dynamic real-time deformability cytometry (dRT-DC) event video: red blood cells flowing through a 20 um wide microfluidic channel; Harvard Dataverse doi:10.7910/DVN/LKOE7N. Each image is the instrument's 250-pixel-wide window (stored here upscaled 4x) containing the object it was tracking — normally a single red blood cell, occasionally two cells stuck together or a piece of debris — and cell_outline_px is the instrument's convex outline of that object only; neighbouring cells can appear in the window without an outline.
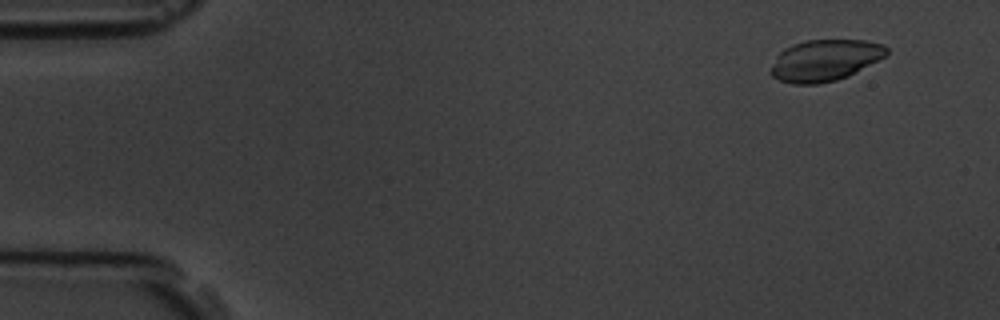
{"species": "common noctule bat (a hibernating species)", "species_latin": "Nyctalus noctula", "temperature_condition": "room temperature", "stored_images_in_passage": 8, "camera_frame_rate_fps": 3000, "um_per_image_px": 0.085, "animal": {"sex": "male", "body_mass_g": 19.5, "forearm_length_mm": 54.6}, "frame": {"image": 1, "passage_image": 2, "time_ms": 1.0, "image_size_px": [1000, 320], "cell_outline_px": [[888, 52], [884, 56], [848, 76], [836, 80], [816, 84], [792, 84], [780, 80], [772, 76], [772, 64], [776, 56], [784, 48], [792, 44], [804, 40], [864, 40], [884, 44], [888, 48]], "centroid_in_image_um": [70.1, 5.11], "position_along_channel_um": 14.9, "area_um2": 27.74}}
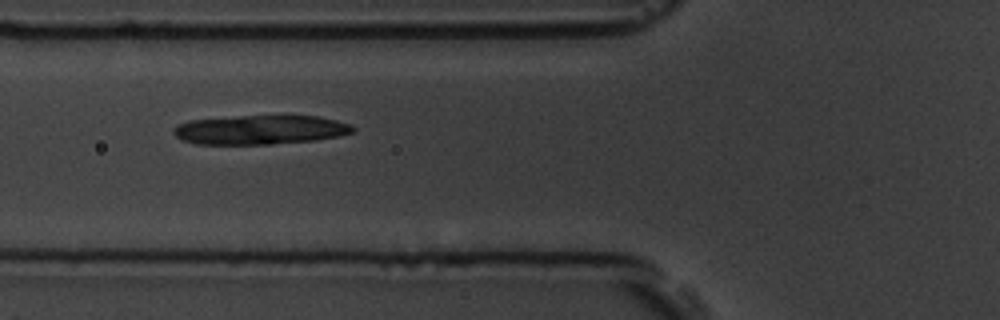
{"frame": {"image": 2, "passage_image": 6, "time_ms": 6.333, "image_size_px": [1000, 320], "cell_outline_px": [[356, 128], [352, 132], [340, 136], [316, 140], [272, 144], [196, 144], [184, 140], [176, 136], [172, 132], [172, 128], [176, 124], [188, 120], [240, 116], [320, 116], [352, 124]], "centroid_in_image_um": [22.12, 11.03], "position_along_channel_um": 103.7, "area_um2": 30.69}}